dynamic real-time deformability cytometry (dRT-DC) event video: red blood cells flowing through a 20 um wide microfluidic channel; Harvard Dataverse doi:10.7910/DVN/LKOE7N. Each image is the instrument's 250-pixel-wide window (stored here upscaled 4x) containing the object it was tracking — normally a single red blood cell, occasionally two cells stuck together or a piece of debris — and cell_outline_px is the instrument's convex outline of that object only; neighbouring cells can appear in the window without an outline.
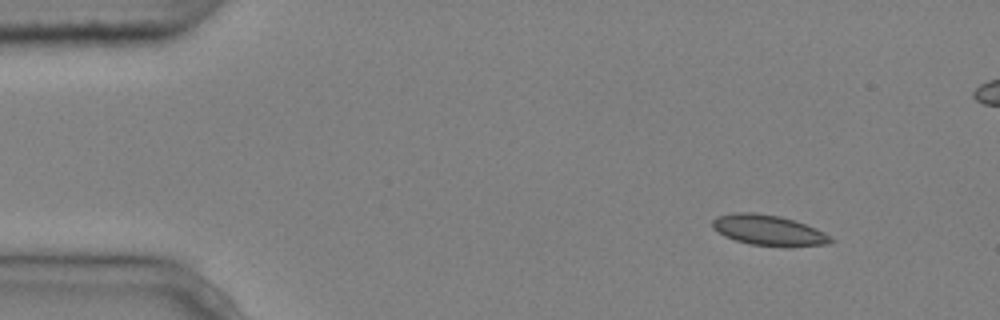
{"species": "common noctule bat (a hibernating species)", "species_latin": "Nyctalus noctula", "temperature_condition": "cold", "stored_images_in_passage": 4, "camera_frame_rate_fps": 3000, "um_per_image_px": 0.085, "animal": {"sex": "male", "body_mass_g": 20.4}, "frame": {"image": 1, "passage_image": 1, "time_ms": 0.0, "image_size_px": [1000, 320], "cell_outline_px": [[836, 240], [828, 244], [748, 244], [724, 236], [712, 228], [712, 220], [716, 216], [732, 212], [756, 212], [780, 216], [816, 228], [824, 232]], "centroid_in_image_um": [65.24, 19.51], "position_along_channel_um": 19.8, "area_um2": 20.35}}